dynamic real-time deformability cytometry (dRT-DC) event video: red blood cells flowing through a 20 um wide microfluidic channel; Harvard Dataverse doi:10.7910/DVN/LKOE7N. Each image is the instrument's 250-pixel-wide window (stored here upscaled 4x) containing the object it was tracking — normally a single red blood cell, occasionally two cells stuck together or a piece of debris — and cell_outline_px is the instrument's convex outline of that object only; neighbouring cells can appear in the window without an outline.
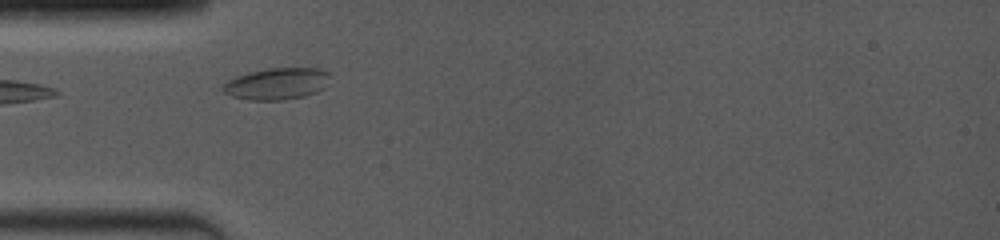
{"species": "common noctule bat (a hibernating species)", "species_latin": "Nyctalus noctula", "temperature_condition": "room temperature", "stored_images_in_passage": 14, "camera_frame_rate_fps": 4000, "um_per_image_px": 0.085, "animal": {"sex": "female", "body_mass_g": 19.0, "forearm_length_mm": 53.3}, "frame": {"image": 1, "passage_image": 1, "time_ms": 0.0, "image_size_px": [1000, 240], "cell_outline_px": [[332, 76], [324, 88], [316, 92], [304, 96], [284, 100], [248, 100], [232, 96], [224, 92], [220, 88], [228, 80], [236, 76], [248, 72], [268, 68], [320, 68], [328, 72]], "centroid_in_image_um": [23.55, 7.11], "position_along_channel_um": 61.5, "area_um2": 20.0}}